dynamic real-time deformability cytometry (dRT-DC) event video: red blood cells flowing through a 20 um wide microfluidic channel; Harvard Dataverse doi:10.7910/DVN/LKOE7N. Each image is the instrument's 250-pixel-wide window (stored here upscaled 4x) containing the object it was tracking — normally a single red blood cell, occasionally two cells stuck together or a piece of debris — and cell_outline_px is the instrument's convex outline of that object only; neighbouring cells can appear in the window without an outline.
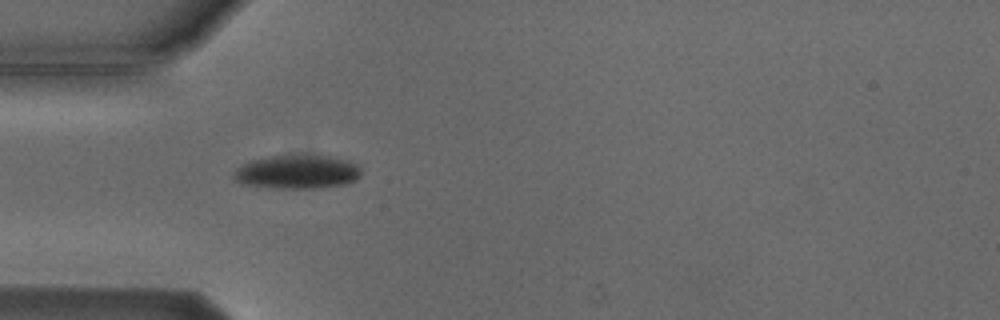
{"species": "Egyptian fruit bat (a non-hibernating species)", "species_latin": "Rousettus aegyptiacus", "temperature_condition": "cold", "stored_images_in_passage": 4, "camera_frame_rate_fps": 3000, "um_per_image_px": 0.085, "animal": {"sex": "male"}, "frame": {"image": 1, "passage_image": 3, "time_ms": 2.667, "image_size_px": [1000, 320], "cell_outline_px": [[360, 176], [356, 180], [344, 184], [320, 188], [276, 188], [240, 184], [236, 180], [236, 168], [248, 160], [272, 156], [328, 156], [348, 160], [360, 164]], "centroid_in_image_um": [25.29, 14.62], "position_along_channel_um": 59.7, "area_um2": 24.97}}
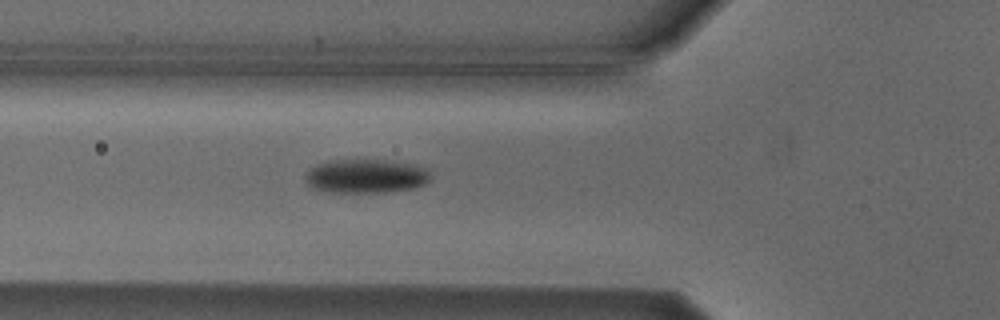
{"frame": {"image": 2, "passage_image": 4, "time_ms": 3.667, "image_size_px": [1000, 320], "cell_outline_px": [[432, 176], [424, 184], [412, 188], [384, 192], [328, 192], [312, 188], [308, 184], [304, 176], [308, 168], [316, 164], [328, 160], [384, 160], [408, 164], [424, 168]], "centroid_in_image_um": [31.02, 14.97], "position_along_channel_um": 94.8, "area_um2": 24.62}}